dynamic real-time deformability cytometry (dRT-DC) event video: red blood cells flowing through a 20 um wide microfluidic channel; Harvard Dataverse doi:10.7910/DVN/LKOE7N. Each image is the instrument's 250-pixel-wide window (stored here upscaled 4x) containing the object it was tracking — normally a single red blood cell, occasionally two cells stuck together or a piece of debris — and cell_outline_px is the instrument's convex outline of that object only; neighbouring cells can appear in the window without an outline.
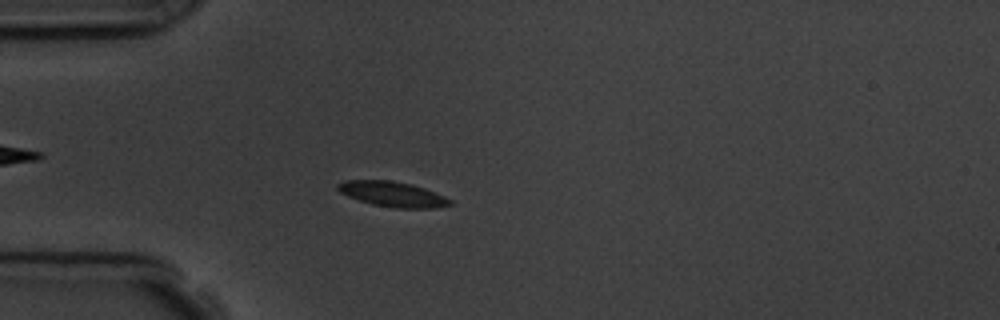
{"species": "common noctule bat (a hibernating species)", "species_latin": "Nyctalus noctula", "temperature_condition": "room temperature", "stored_images_in_passage": 5, "camera_frame_rate_fps": 3000, "um_per_image_px": 0.085, "animal": {"sex": "male", "body_mass_g": 19.5, "forearm_length_mm": 54.6}, "frame": {"image": 1, "passage_image": 4, "time_ms": 3.333, "image_size_px": [1000, 320], "cell_outline_px": [[452, 204], [436, 208], [392, 208], [372, 204], [348, 196], [340, 192], [336, 188], [336, 184], [344, 180], [392, 180], [412, 184], [424, 188], [444, 196], [452, 200]], "centroid_in_image_um": [33.36, 16.5], "position_along_channel_um": 51.6, "area_um2": 16.53}}